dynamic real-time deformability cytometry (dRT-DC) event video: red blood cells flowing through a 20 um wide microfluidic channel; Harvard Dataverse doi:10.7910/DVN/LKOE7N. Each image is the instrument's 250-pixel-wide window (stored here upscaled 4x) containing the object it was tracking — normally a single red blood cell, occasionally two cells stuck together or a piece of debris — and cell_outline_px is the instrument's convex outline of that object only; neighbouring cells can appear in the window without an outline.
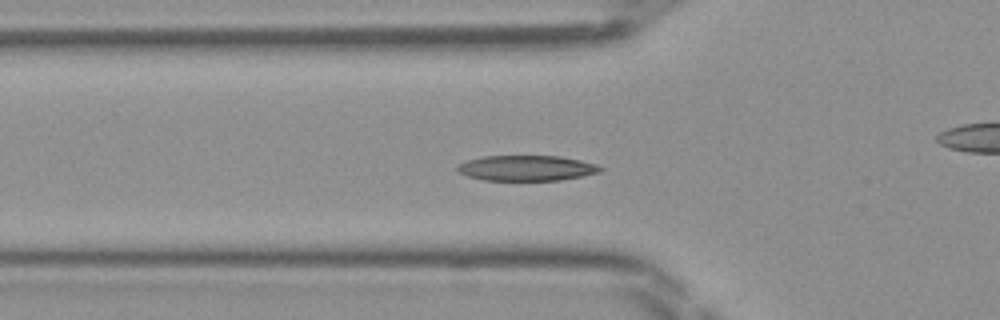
{"species": "Egyptian fruit bat (a non-hibernating species)", "species_latin": "Rousettus aegyptiacus", "temperature_condition": "room temperature", "stored_images_in_passage": 36, "camera_frame_rate_fps": 3000, "um_per_image_px": 0.085, "frame": {"image": 1, "passage_image": 4, "time_ms": 1.0, "image_size_px": [1000, 320], "cell_outline_px": [[604, 168], [600, 172], [560, 180], [484, 180], [468, 176], [460, 172], [456, 168], [460, 164], [468, 160], [484, 156], [560, 156], [580, 160], [596, 164]], "centroid_in_image_um": [44.78, 14.28], "position_along_channel_um": 81.0, "area_um2": 20.92}}
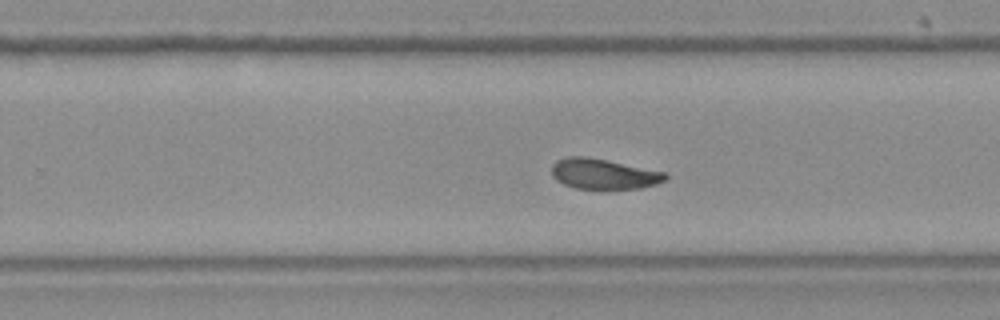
{"frame": {"image": 2, "passage_image": 18, "time_ms": 5.667, "image_size_px": [1000, 320], "cell_outline_px": [[668, 176], [664, 180], [656, 184], [640, 188], [604, 192], [576, 188], [564, 184], [556, 180], [552, 176], [552, 164], [556, 160], [568, 156], [584, 156], [608, 160], [668, 172]], "centroid_in_image_um": [51.32, 14.82], "position_along_channel_um": 278.5, "area_um2": 21.04}}
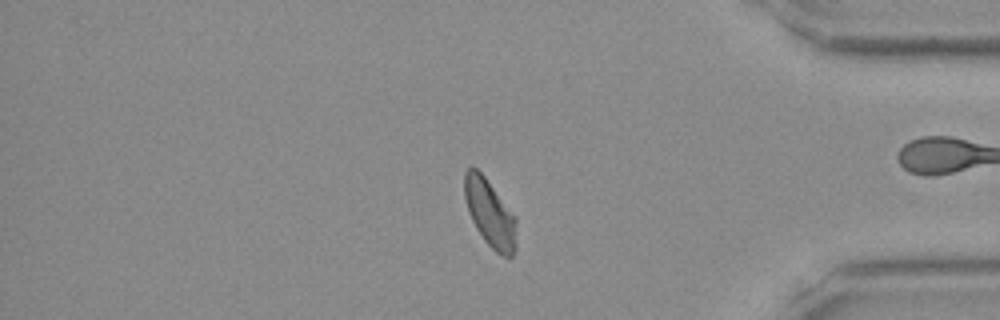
{"frame": {"image": 3, "passage_image": 28, "time_ms": 9.0, "image_size_px": [1000, 320], "cell_outline_px": [[516, 248], [512, 256], [504, 256], [496, 252], [484, 240], [476, 228], [468, 212], [464, 196], [464, 172], [468, 168], [476, 168], [484, 176], [516, 216]], "centroid_in_image_um": [41.64, 18.13], "position_along_channel_um": 393.6, "area_um2": 20.35}}